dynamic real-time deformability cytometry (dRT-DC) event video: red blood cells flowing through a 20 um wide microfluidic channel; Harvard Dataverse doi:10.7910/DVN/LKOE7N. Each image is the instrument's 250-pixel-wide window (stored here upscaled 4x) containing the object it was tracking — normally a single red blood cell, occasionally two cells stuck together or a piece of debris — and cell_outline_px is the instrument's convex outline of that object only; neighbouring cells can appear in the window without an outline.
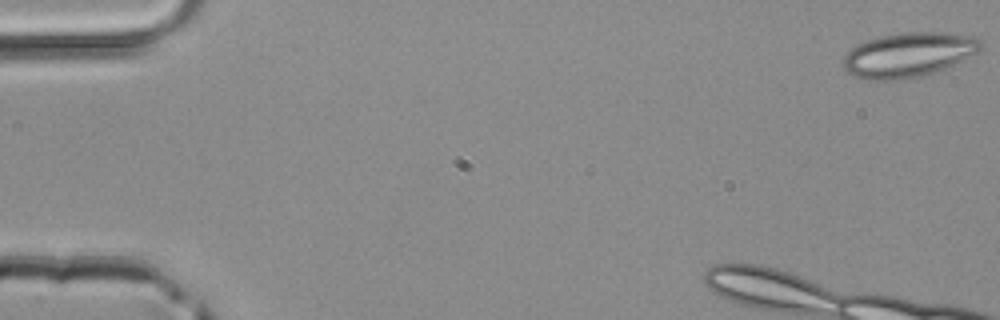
{"species": "common noctule bat (a hibernating species)", "species_latin": "Nyctalus noctula", "temperature_condition": "room temperature", "stored_images_in_passage": 5, "camera_frame_rate_fps": 3000, "um_per_image_px": 0.085, "animal": {"sex": "male", "body_mass_g": 20.4}, "frame": {"image": 1, "passage_image": 1, "time_ms": 0.0, "image_size_px": [1000, 320], "cell_outline_px": [[984, 44], [976, 52], [944, 68], [920, 76], [892, 80], [868, 80], [852, 76], [844, 68], [844, 56], [856, 44], [880, 36], [900, 32], [940, 32], [972, 36], [980, 40]], "centroid_in_image_um": [77.17, 4.64], "position_along_channel_um": 7.8, "area_um2": 35.26}}